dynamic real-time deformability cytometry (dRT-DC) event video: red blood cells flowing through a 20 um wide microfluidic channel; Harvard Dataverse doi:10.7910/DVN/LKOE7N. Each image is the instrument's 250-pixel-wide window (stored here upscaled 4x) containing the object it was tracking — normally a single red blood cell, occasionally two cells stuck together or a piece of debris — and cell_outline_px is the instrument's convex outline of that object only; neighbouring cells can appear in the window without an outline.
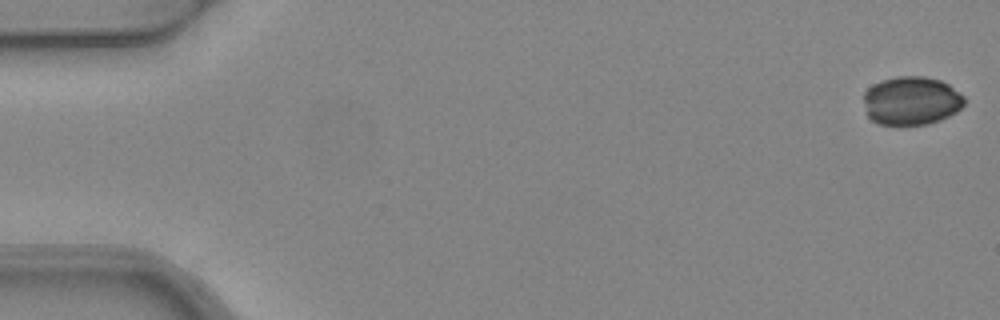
{"species": "common noctule bat (a hibernating species)", "species_latin": "Nyctalus noctula", "temperature_condition": "warm", "stored_images_in_passage": 5, "camera_frame_rate_fps": 3000, "um_per_image_px": 0.085, "animal": {"sex": "female", "body_mass_g": 24.6, "forearm_length_mm": 56.2}, "frame": {"image": 1, "passage_image": 1, "time_ms": 0.0, "image_size_px": [1000, 320], "cell_outline_px": [[964, 104], [956, 112], [940, 120], [928, 124], [900, 128], [876, 124], [868, 116], [864, 100], [864, 92], [872, 84], [880, 80], [896, 76], [924, 76], [940, 80], [948, 84], [960, 92], [964, 96]], "centroid_in_image_um": [77.44, 8.6], "position_along_channel_um": 7.6, "area_um2": 29.3}}
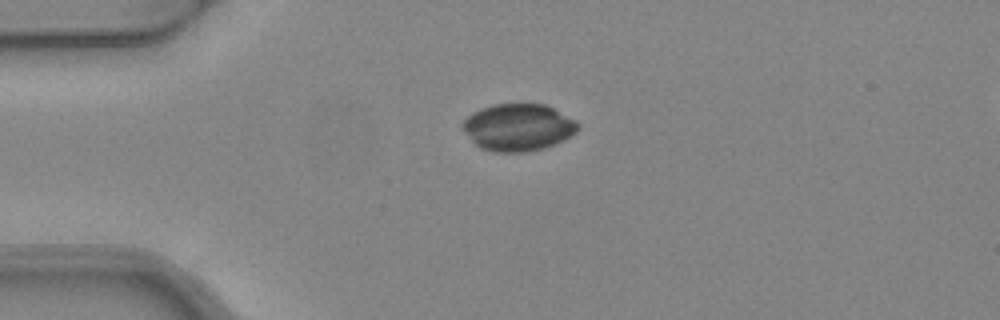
{"frame": {"image": 2, "passage_image": 4, "time_ms": 1.0, "image_size_px": [1000, 320], "cell_outline_px": [[580, 128], [576, 132], [564, 140], [544, 148], [528, 152], [492, 152], [480, 148], [460, 128], [460, 124], [472, 112], [492, 104], [544, 104], [576, 120], [580, 124]], "centroid_in_image_um": [44.03, 10.83], "position_along_channel_um": 41.0, "area_um2": 31.85}}